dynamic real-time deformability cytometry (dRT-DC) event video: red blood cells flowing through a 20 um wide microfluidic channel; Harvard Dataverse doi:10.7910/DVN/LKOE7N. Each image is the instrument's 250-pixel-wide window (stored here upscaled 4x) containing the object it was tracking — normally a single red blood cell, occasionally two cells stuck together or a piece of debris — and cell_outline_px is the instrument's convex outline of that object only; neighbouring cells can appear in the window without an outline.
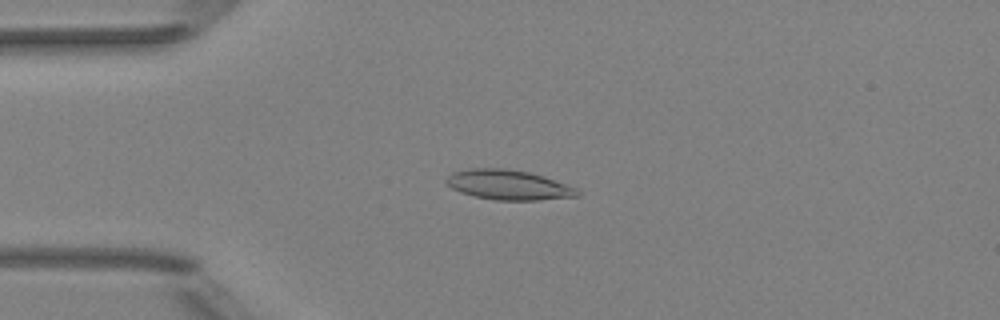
{"species": "Egyptian fruit bat (a non-hibernating species)", "species_latin": "Rousettus aegyptiacus", "temperature_condition": "room temperature", "stored_images_in_passage": 47, "camera_frame_rate_fps": 3000, "um_per_image_px": 0.085, "animal": {"sex": "female"}, "frame": {"image": 1, "passage_image": 9, "time_ms": 2.667, "image_size_px": [1000, 320], "cell_outline_px": [[580, 196], [536, 200], [496, 200], [476, 196], [460, 192], [444, 184], [444, 180], [452, 172], [468, 168], [504, 168], [528, 172], [544, 176], [576, 188], [580, 192]], "centroid_in_image_um": [43.18, 15.71], "position_along_channel_um": 41.8, "area_um2": 22.83}}
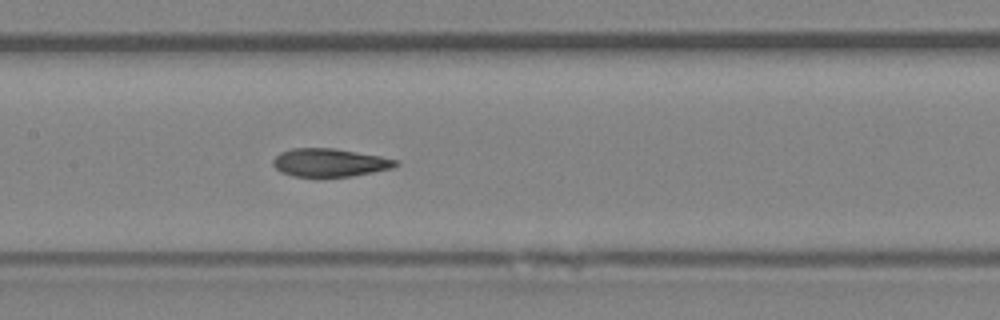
{"frame": {"image": 2, "passage_image": 21, "time_ms": 6.667, "image_size_px": [1000, 320], "cell_outline_px": [[400, 164], [392, 168], [352, 176], [292, 176], [280, 172], [272, 164], [272, 160], [280, 152], [292, 148], [332, 148], [380, 156], [400, 160]], "centroid_in_image_um": [28.02, 13.81], "position_along_channel_um": 179.4, "area_um2": 20.06}}
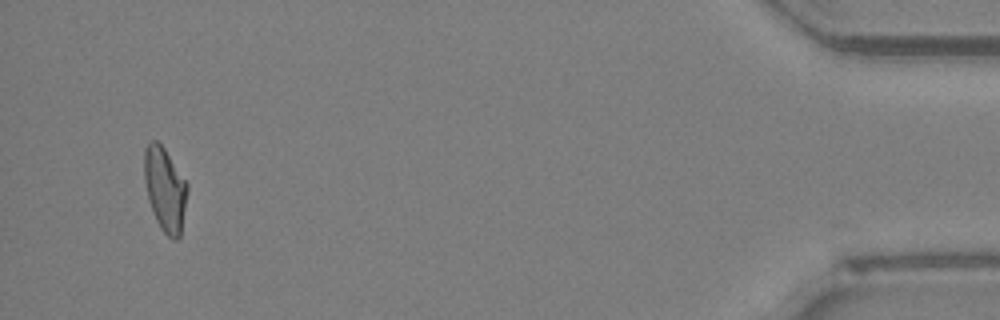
{"frame": {"image": 3, "passage_image": 45, "time_ms": 14.667, "image_size_px": [1000, 320], "cell_outline_px": [[188, 192], [180, 236], [176, 240], [172, 240], [160, 228], [156, 220], [148, 196], [144, 180], [144, 148], [152, 140], [156, 140], [164, 148], [188, 184]], "centroid_in_image_um": [14.03, 16.09], "position_along_channel_um": 421.2, "area_um2": 20.92}, "authors_computed_cell_mechanics": {"area_um2": 20.9236, "velocity_mm_per_s": 4.0385, "shape_relaxation_time_tau1_ms": null, "shape_relaxation_time_tau2_ms": 2.5814, "deformation_change_tau1": null, "deformation_change_tau2": 0.0896}}